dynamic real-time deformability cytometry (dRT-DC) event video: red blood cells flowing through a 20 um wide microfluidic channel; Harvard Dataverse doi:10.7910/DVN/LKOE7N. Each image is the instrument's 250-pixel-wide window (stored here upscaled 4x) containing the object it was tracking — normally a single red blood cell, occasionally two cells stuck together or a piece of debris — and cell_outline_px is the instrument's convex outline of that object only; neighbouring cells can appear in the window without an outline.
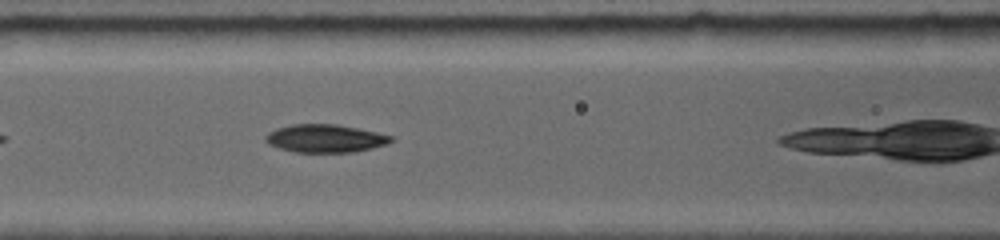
{"species": "common noctule bat (a hibernating species)", "species_latin": "Nyctalus noctula", "temperature_condition": "room temperature", "stored_images_in_passage": 28, "camera_frame_rate_fps": 5000, "um_per_image_px": 0.085, "animal": {"sex": "female", "body_mass_g": 19.0, "forearm_length_mm": 56.7}, "frame": {"image": 1, "passage_image": 9, "time_ms": 2.2, "image_size_px": [1000, 240], "cell_outline_px": [[392, 140], [384, 144], [352, 152], [296, 152], [280, 148], [272, 144], [268, 140], [268, 136], [272, 132], [280, 128], [292, 124], [332, 124], [356, 128], [392, 136]], "centroid_in_image_um": [27.67, 11.77], "position_along_channel_um": 138.9, "area_um2": 19.48}}